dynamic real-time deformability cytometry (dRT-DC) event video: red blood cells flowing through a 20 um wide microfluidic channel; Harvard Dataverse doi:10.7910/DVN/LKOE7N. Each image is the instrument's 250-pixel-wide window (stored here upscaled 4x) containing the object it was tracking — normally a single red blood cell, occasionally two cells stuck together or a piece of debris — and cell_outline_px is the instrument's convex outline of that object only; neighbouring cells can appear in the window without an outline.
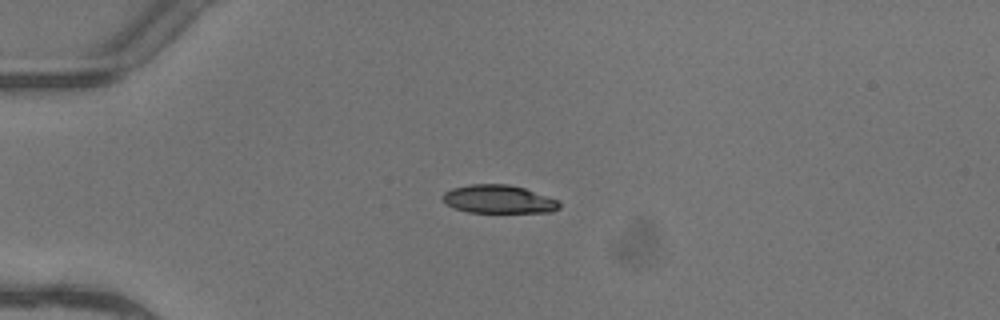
{"species": "common noctule bat (a hibernating species)", "species_latin": "Nyctalus noctula", "temperature_condition": "warm", "stored_images_in_passage": 2, "camera_frame_rate_fps": 3000, "um_per_image_px": 0.085, "animal": {"sex": "female"}, "frame": {"image": 1, "passage_image": 1, "time_ms": 0.0, "image_size_px": [1000, 320], "cell_outline_px": [[560, 208], [552, 212], [468, 212], [452, 208], [444, 204], [440, 196], [444, 192], [452, 188], [468, 184], [508, 184], [524, 188], [560, 200]], "centroid_in_image_um": [42.34, 16.93], "position_along_channel_um": 42.7, "area_um2": 19.54}}